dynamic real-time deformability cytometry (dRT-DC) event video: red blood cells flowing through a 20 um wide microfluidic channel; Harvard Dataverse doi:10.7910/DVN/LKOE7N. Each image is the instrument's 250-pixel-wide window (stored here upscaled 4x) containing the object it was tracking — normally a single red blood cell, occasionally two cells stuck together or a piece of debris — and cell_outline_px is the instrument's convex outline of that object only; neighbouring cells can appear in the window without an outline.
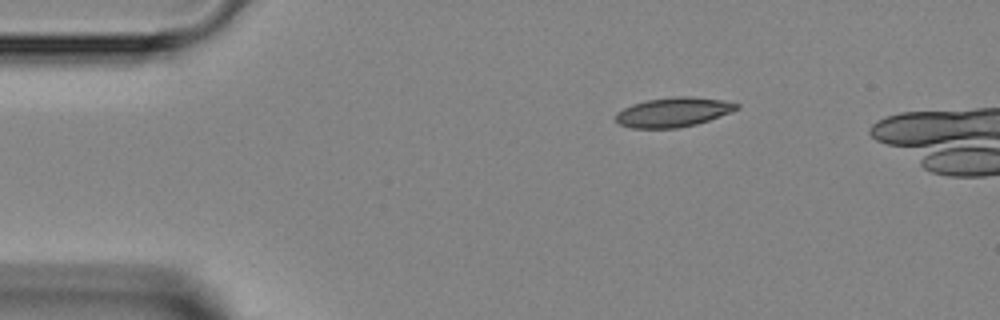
{"species": "Egyptian fruit bat (a non-hibernating species)", "species_latin": "Rousettus aegyptiacus", "temperature_condition": "room temperature", "stored_images_in_passage": 36, "camera_frame_rate_fps": 3000, "um_per_image_px": 0.085, "animal": {"sex": "female"}, "frame": {"image": 1, "passage_image": 1, "time_ms": 0.0, "image_size_px": [1000, 320], "cell_outline_px": [[740, 108], [732, 112], [696, 124], [676, 128], [632, 128], [620, 124], [616, 120], [616, 112], [632, 104], [648, 100], [676, 96], [692, 96], [724, 100], [740, 104]], "centroid_in_image_um": [57.26, 9.52], "position_along_channel_um": 27.7, "area_um2": 20.75}}
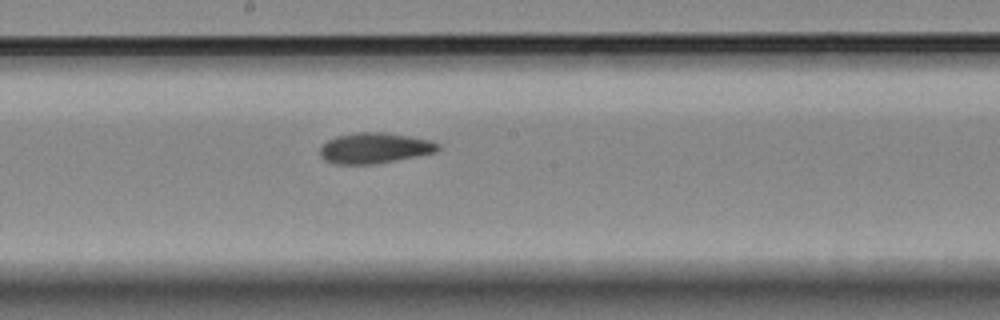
{"frame": {"image": 2, "passage_image": 18, "time_ms": 5.667, "image_size_px": [1000, 320], "cell_outline_px": [[440, 148], [436, 152], [376, 164], [336, 164], [324, 160], [320, 156], [320, 148], [328, 140], [336, 136], [360, 132], [384, 132], [432, 140], [440, 144]], "centroid_in_image_um": [31.85, 12.59], "position_along_channel_um": 216.4, "area_um2": 21.04}}
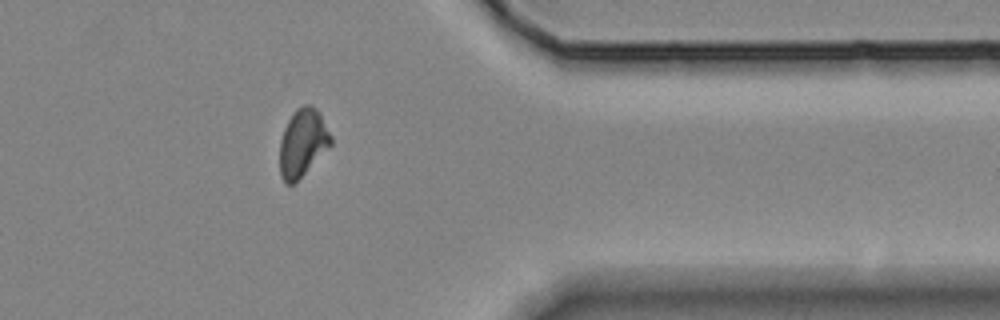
{"frame": {"image": 3, "passage_image": 31, "time_ms": 10.0, "image_size_px": [1000, 320], "cell_outline_px": [[332, 144], [296, 184], [284, 184], [280, 176], [280, 140], [284, 128], [292, 112], [296, 108], [304, 104], [312, 104], [320, 112], [332, 136]], "centroid_in_image_um": [25.73, 12.15], "position_along_channel_um": 385.7, "area_um2": 20.69}}